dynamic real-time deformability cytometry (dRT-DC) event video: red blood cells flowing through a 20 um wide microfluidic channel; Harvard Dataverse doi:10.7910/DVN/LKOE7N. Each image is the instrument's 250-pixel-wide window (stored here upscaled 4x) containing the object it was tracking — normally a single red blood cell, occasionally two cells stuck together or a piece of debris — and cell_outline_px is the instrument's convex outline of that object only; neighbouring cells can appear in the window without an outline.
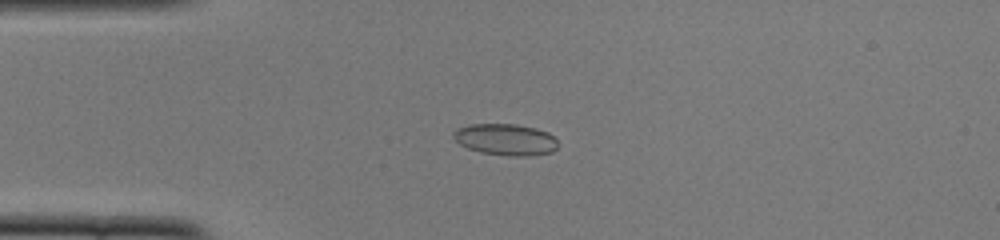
{"species": "common noctule bat (a hibernating species)", "species_latin": "Nyctalus noctula", "temperature_condition": "cold", "stored_images_in_passage": 47, "camera_frame_rate_fps": 3000, "um_per_image_px": 0.085, "animal": {"sex": "female", "body_mass_g": 22.0, "forearm_length_mm": 56.7}, "frame": {"image": 1, "passage_image": 8, "time_ms": 2.333, "image_size_px": [1000, 240], "cell_outline_px": [[556, 148], [552, 152], [528, 156], [512, 156], [480, 152], [468, 148], [460, 144], [452, 136], [452, 132], [456, 128], [472, 124], [516, 124], [536, 128], [548, 132], [556, 140]], "centroid_in_image_um": [42.95, 11.85], "position_along_channel_um": 42.0, "area_um2": 19.13}}
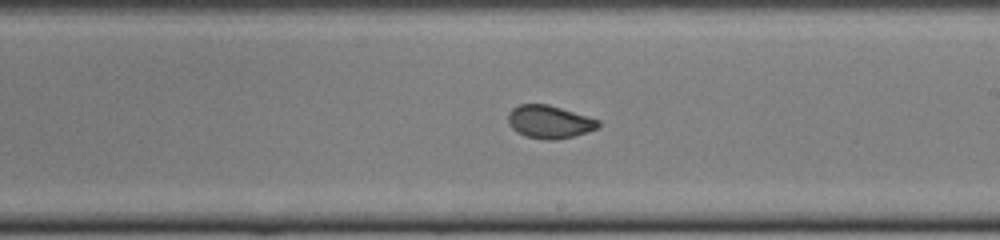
{"frame": {"image": 2, "passage_image": 25, "time_ms": 8.0, "image_size_px": [1000, 240], "cell_outline_px": [[600, 128], [572, 136], [556, 140], [548, 140], [524, 136], [516, 132], [508, 124], [508, 112], [512, 108], [520, 104], [548, 104], [600, 120]], "centroid_in_image_um": [46.68, 10.36], "position_along_channel_um": 242.3, "area_um2": 17.4}}
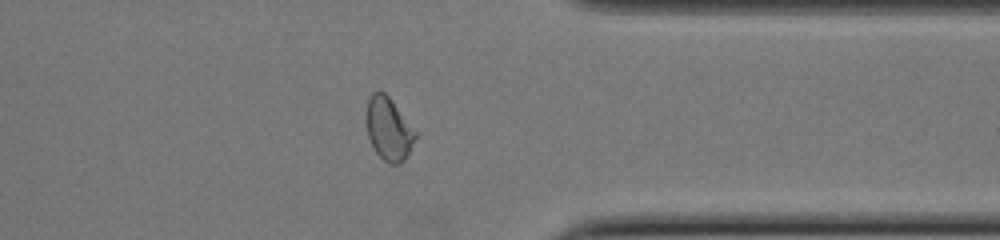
{"frame": {"image": 3, "passage_image": 36, "time_ms": 11.667, "image_size_px": [1000, 240], "cell_outline_px": [[416, 136], [408, 156], [400, 164], [388, 164], [376, 152], [368, 136], [364, 116], [368, 96], [372, 92], [380, 88], [388, 96], [416, 132]], "centroid_in_image_um": [32.99, 10.93], "position_along_channel_um": 378.4, "area_um2": 18.21}, "authors_computed_cell_mechanics": {"area_um2": 18.1492, "velocity_mm_per_s": 3.9062, "shape_relaxation_time_tau1_ms": null, "shape_relaxation_time_tau2_ms": 0.9765, "deformation_change_tau1": null, "deformation_change_tau2": 0.0551}}